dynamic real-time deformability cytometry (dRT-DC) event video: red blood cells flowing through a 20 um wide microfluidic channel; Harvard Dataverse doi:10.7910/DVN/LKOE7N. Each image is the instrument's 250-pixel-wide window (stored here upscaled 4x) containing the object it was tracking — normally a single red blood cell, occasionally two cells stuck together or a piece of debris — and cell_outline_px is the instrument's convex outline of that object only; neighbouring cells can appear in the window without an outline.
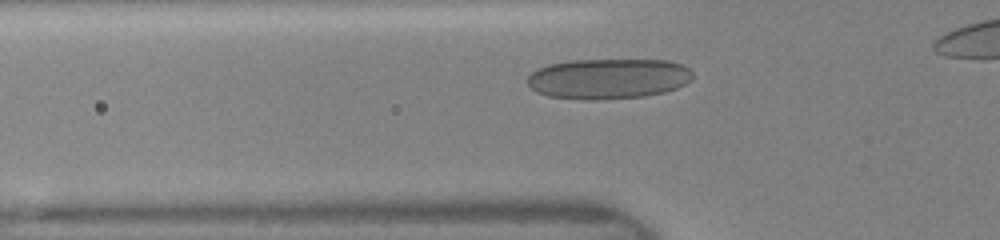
{"species": "human", "species_latin": "Homo sapiens", "temperature_condition": "room temperature", "stored_images_in_passage": 8, "segment_of_instrument_passage": [1, 2], "camera_frame_rate_fps": 3000, "um_per_image_px": 0.085, "donor": {"sex": "female"}, "frame": {"image": 1, "passage_image": 6, "time_ms": 1.667, "image_size_px": [1000, 240], "cell_outline_px": [[692, 80], [676, 88], [664, 92], [644, 96], [596, 100], [584, 100], [548, 96], [536, 92], [528, 84], [528, 76], [536, 68], [548, 64], [572, 60], [668, 60], [680, 64], [688, 68], [692, 72]], "centroid_in_image_um": [51.68, 6.69], "position_along_channel_um": 74.1, "area_um2": 39.02}}